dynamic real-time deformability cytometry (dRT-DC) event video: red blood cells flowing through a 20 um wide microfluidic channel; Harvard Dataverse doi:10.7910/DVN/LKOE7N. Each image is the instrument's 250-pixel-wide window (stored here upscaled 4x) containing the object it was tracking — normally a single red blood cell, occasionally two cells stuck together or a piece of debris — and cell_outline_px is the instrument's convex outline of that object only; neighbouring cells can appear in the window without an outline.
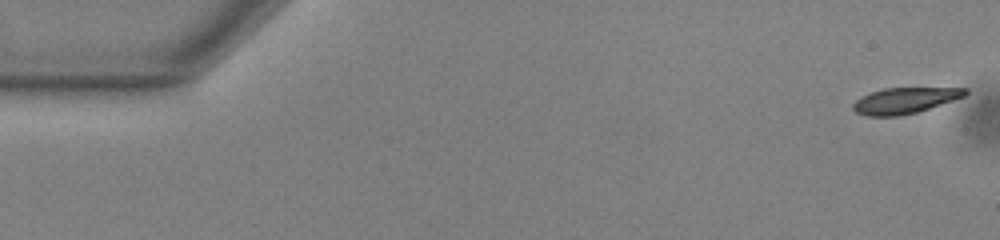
{"species": "common noctule bat (a hibernating species)", "species_latin": "Nyctalus noctula", "temperature_condition": "warm", "stored_images_in_passage": 54, "camera_frame_rate_fps": 3000, "um_per_image_px": 0.085, "animal": {"sex": "male", "body_mass_g": 13.0, "forearm_length_mm": 53.1}, "frame": {"image": 1, "passage_image": 1, "time_ms": 0.0, "image_size_px": [1000, 240], "cell_outline_px": [[968, 92], [964, 96], [916, 112], [900, 116], [868, 116], [856, 112], [852, 108], [852, 104], [860, 96], [884, 88], [968, 88]], "centroid_in_image_um": [76.85, 8.54], "position_along_channel_um": 8.1, "area_um2": 16.7}}
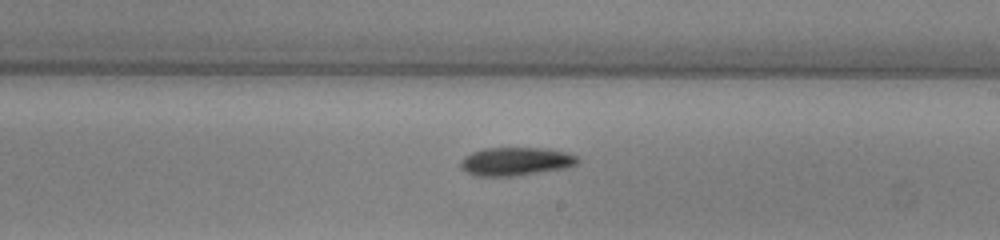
{"frame": {"image": 2, "passage_image": 31, "time_ms": 10.0, "image_size_px": [1000, 240], "cell_outline_px": [[580, 160], [576, 164], [564, 168], [512, 176], [476, 176], [464, 172], [460, 168], [460, 160], [464, 156], [472, 152], [484, 148], [544, 148], [564, 152], [576, 156]], "centroid_in_image_um": [43.76, 13.72], "position_along_channel_um": 245.2, "area_um2": 19.25}}
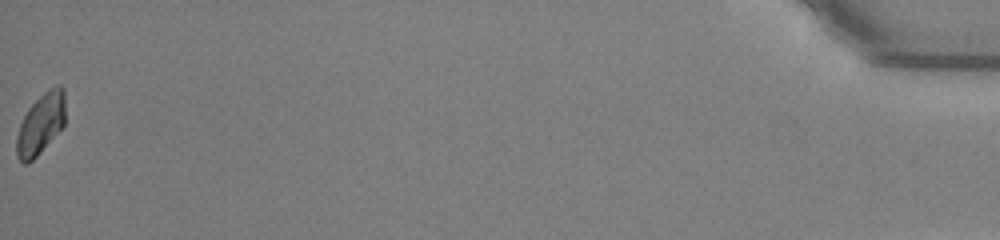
{"frame": {"image": 3, "passage_image": 54, "time_ms": 17.667, "image_size_px": [1000, 240], "cell_outline_px": [[64, 124], [36, 156], [28, 164], [24, 164], [16, 156], [16, 136], [20, 124], [28, 108], [48, 88], [56, 84], [60, 84], [64, 88]], "centroid_in_image_um": [3.44, 10.5], "position_along_channel_um": 431.8, "area_um2": 17.05}, "authors_computed_cell_mechanics": {"area_um2": 18.3515, "velocity_mm_per_s": 3.8103, "shape_relaxation_time_tau1_ms": 3.0166, "shape_relaxation_time_tau2_ms": null, "deformation_change_tau1": 0.1047, "deformation_change_tau2": null}}